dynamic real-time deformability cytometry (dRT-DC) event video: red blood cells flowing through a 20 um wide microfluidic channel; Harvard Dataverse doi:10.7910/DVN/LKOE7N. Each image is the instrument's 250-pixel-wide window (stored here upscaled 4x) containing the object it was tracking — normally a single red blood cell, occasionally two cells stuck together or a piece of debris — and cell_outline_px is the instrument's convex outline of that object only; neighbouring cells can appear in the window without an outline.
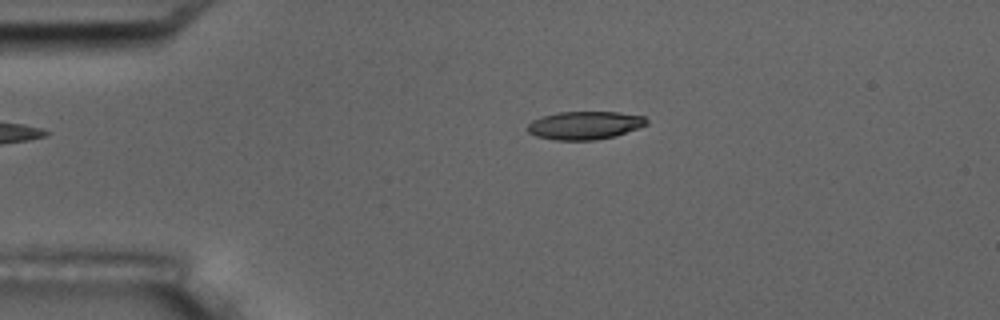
{"species": "common noctule bat (a hibernating species)", "species_latin": "Nyctalus noctula", "temperature_condition": "room temperature", "stored_images_in_passage": 5, "camera_frame_rate_fps": 3000, "um_per_image_px": 0.085, "animal": {"sex": "male", "body_mass_g": 17.5, "forearm_length_mm": 52.3}, "frame": {"image": 1, "passage_image": 4, "time_ms": 3.333, "image_size_px": [1000, 320], "cell_outline_px": [[648, 124], [640, 128], [616, 136], [596, 140], [556, 140], [536, 136], [528, 132], [528, 124], [532, 120], [556, 112], [620, 112], [644, 116], [648, 120]], "centroid_in_image_um": [49.75, 10.65], "position_along_channel_um": 35.3, "area_um2": 19.65}}